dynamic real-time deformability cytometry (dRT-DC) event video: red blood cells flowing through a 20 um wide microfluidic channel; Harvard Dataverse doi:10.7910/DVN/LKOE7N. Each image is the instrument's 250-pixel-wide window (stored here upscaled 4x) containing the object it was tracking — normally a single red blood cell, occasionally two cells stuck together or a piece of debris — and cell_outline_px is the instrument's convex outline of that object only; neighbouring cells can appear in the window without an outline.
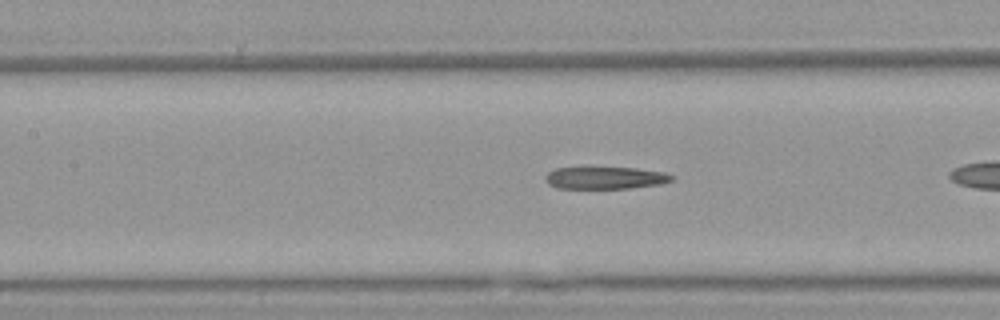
{"species": "Egyptian fruit bat (a non-hibernating species)", "species_latin": "Rousettus aegyptiacus", "temperature_condition": "warm", "stored_images_in_passage": 31, "camera_frame_rate_fps": 3000, "um_per_image_px": 0.085, "animal": {"sex": "female"}, "frame": {"image": 1, "passage_image": 8, "time_ms": 2.333, "image_size_px": [1000, 320], "cell_outline_px": [[676, 176], [672, 180], [660, 184], [632, 188], [556, 188], [548, 184], [544, 180], [544, 176], [548, 172], [556, 168], [636, 168], [664, 172]], "centroid_in_image_um": [51.44, 15.12], "position_along_channel_um": 156.0, "area_um2": 16.36}}
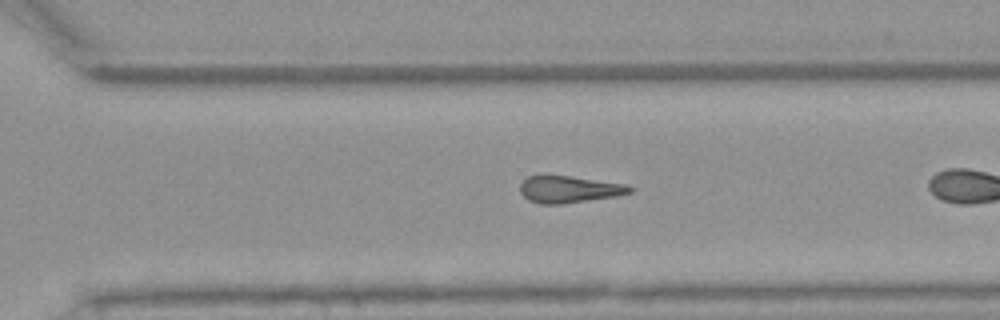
{"frame": {"image": 2, "passage_image": 21, "time_ms": 6.667, "image_size_px": [1000, 320], "cell_outline_px": [[632, 192], [616, 196], [560, 204], [540, 204], [528, 200], [520, 192], [520, 184], [528, 176], [544, 172], [628, 184], [632, 188]], "centroid_in_image_um": [48.32, 16.05], "position_along_channel_um": 322.3, "area_um2": 17.74}, "authors_computed_cell_mechanics": {"area_um2": 17.2822, "velocity_mm_per_s": 3.8466, "shape_relaxation_time_tau1_ms": null, "shape_relaxation_time_tau2_ms": 7.7032, "deformation_change_tau1": null, "deformation_change_tau2": 0.2662}}